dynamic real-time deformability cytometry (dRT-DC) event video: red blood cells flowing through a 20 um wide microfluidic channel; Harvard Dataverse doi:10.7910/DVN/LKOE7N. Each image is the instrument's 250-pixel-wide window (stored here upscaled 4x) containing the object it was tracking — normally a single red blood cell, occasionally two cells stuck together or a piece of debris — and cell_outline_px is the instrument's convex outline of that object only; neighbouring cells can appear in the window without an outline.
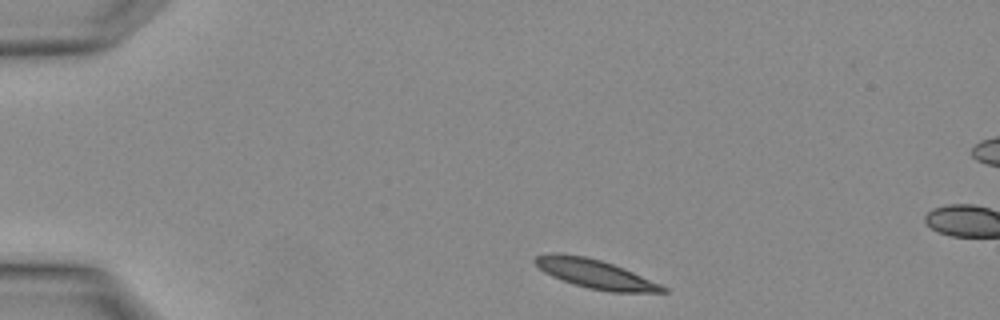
{"species": "Egyptian fruit bat (a non-hibernating species)", "species_latin": "Rousettus aegyptiacus", "temperature_condition": "warm", "stored_images_in_passage": 5, "camera_frame_rate_fps": 3000, "um_per_image_px": 0.085, "animal": {"sex": "female"}, "frame": {"image": 1, "passage_image": 3, "time_ms": 0.667, "image_size_px": [1000, 320], "cell_outline_px": [[668, 292], [612, 292], [588, 288], [572, 284], [552, 276], [544, 272], [532, 260], [536, 256], [548, 252], [560, 252], [584, 256], [600, 260], [612, 264], [632, 272], [660, 284], [668, 288]], "centroid_in_image_um": [50.53, 23.27], "position_along_channel_um": 34.5, "area_um2": 21.44}}